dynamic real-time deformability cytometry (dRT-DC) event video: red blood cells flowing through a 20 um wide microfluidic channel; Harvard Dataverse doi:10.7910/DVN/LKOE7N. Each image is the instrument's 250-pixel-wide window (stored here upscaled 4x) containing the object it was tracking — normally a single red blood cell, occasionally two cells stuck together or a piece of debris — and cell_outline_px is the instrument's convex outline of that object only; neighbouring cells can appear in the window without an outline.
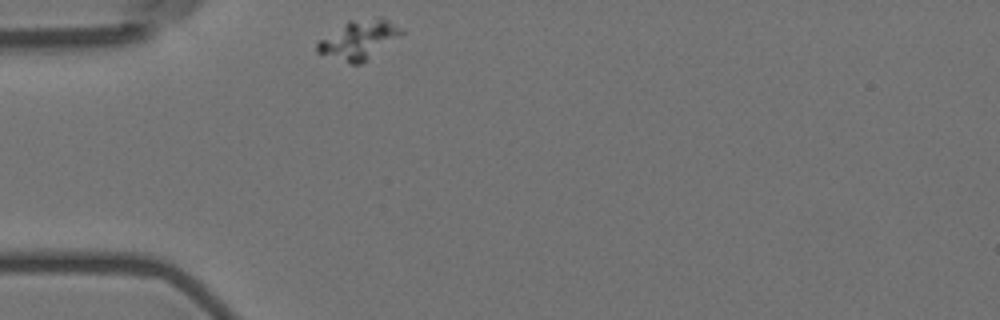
{"species": "Egyptian fruit bat (a non-hibernating species)", "species_latin": "Rousettus aegyptiacus", "temperature_condition": "room temperature", "stored_images_in_passage": 45, "camera_frame_rate_fps": 3000, "um_per_image_px": 0.085, "animal": {"sex": "female"}, "frame": {"image": 1, "passage_image": 1, "time_ms": 0.0, "image_size_px": [1000, 320], "cell_outline_px": [[404, 36], [360, 64], [348, 64], [316, 52], [316, 40], [348, 20], [380, 16], [388, 20], [400, 28], [404, 32]], "centroid_in_image_um": [30.49, 3.36], "position_along_channel_um": 54.5, "area_um2": 19.77}}
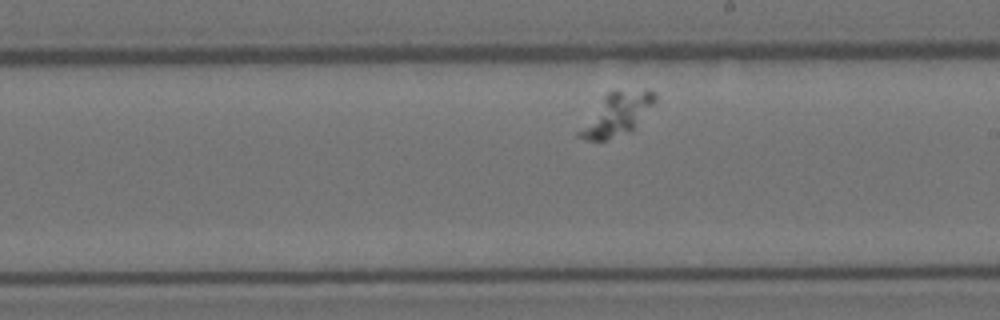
{"frame": {"image": 2, "passage_image": 19, "time_ms": 6.0, "image_size_px": [1000, 320], "cell_outline_px": [[656, 100], [632, 128], [608, 140], [584, 140], [576, 136], [576, 132], [604, 96], [608, 92], [616, 88], [648, 88], [656, 92]], "centroid_in_image_um": [52.41, 9.64], "position_along_channel_um": 236.6, "area_um2": 18.73}}
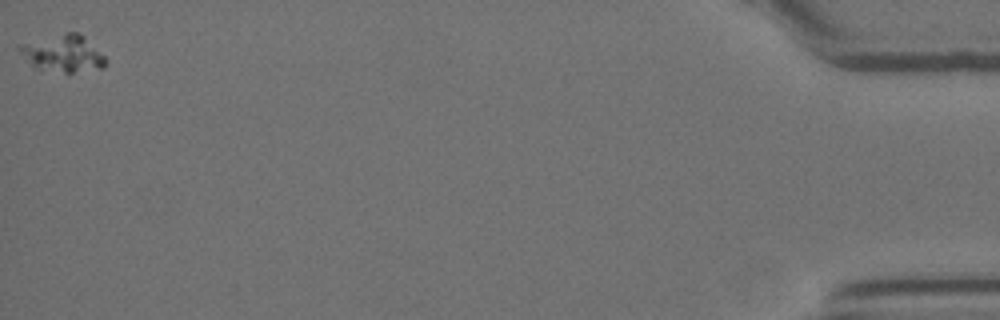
{"frame": {"image": 3, "passage_image": 45, "time_ms": 14.667, "image_size_px": [1000, 320], "cell_outline_px": [[108, 60], [104, 68], [72, 72], [64, 72], [36, 68], [16, 48], [20, 44], [64, 32], [76, 32], [84, 36]], "centroid_in_image_um": [5.39, 4.53], "position_along_channel_um": 429.8, "area_um2": 18.26}}